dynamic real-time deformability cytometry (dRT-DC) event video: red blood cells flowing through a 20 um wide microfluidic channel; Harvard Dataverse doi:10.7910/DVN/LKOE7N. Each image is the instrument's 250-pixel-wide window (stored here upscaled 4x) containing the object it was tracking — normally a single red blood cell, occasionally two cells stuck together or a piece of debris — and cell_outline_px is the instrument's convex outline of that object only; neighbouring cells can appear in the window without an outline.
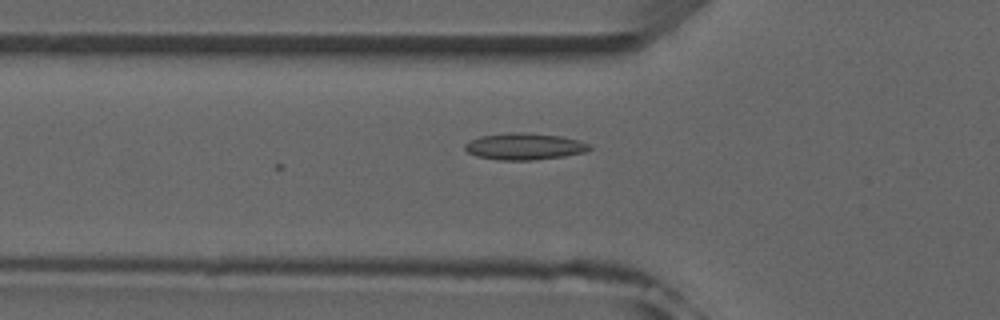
{"species": "common noctule bat (a hibernating species)", "species_latin": "Nyctalus noctula", "temperature_condition": "room temperature", "stored_images_in_passage": 18, "camera_frame_rate_fps": 3000, "um_per_image_px": 0.085, "animal": {"sex": "male", "forearm_length_mm": 52.5}, "frame": {"image": 1, "passage_image": 18, "time_ms": 5.667, "image_size_px": [1000, 320], "cell_outline_px": [[592, 148], [584, 152], [564, 156], [532, 160], [496, 160], [476, 156], [468, 152], [464, 148], [464, 144], [468, 140], [480, 136], [508, 132], [524, 132], [560, 136], [576, 140], [588, 144]], "centroid_in_image_um": [44.5, 12.44], "position_along_channel_um": 81.3, "area_um2": 19.36}}